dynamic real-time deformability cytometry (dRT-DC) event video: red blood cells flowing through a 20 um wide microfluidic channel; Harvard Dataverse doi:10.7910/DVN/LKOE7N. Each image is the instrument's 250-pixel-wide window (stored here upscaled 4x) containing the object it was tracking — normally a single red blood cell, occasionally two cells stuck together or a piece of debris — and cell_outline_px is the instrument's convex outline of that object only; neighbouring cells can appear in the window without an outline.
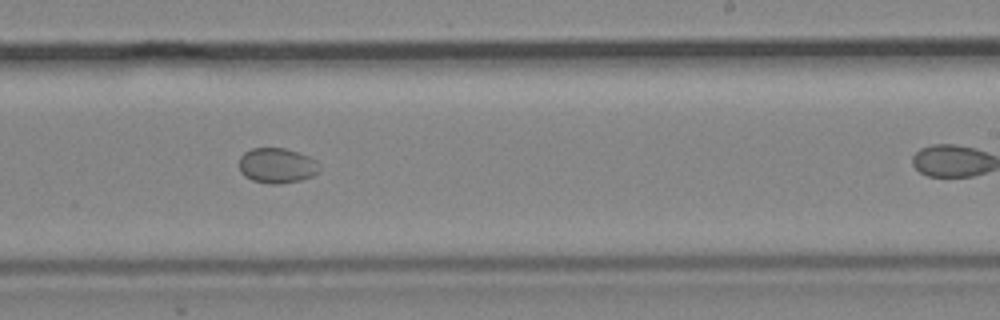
{"species": "common noctule bat (a hibernating species)", "species_latin": "Nyctalus noctula", "temperature_condition": "cold", "stored_images_in_passage": 19, "camera_frame_rate_fps": 3000, "um_per_image_px": 0.085, "animal": {"sex": "male", "body_mass_g": 19.2, "forearm_length_mm": 51.8}, "frame": {"image": 1, "passage_image": 13, "time_ms": 15.0, "image_size_px": [1000, 320], "cell_outline_px": [[320, 172], [312, 176], [300, 180], [280, 184], [268, 184], [252, 180], [244, 176], [240, 172], [240, 156], [244, 152], [252, 148], [284, 148], [308, 156], [316, 160], [320, 164]], "centroid_in_image_um": [23.55, 14.08], "position_along_channel_um": 265.4, "area_um2": 16.59}}
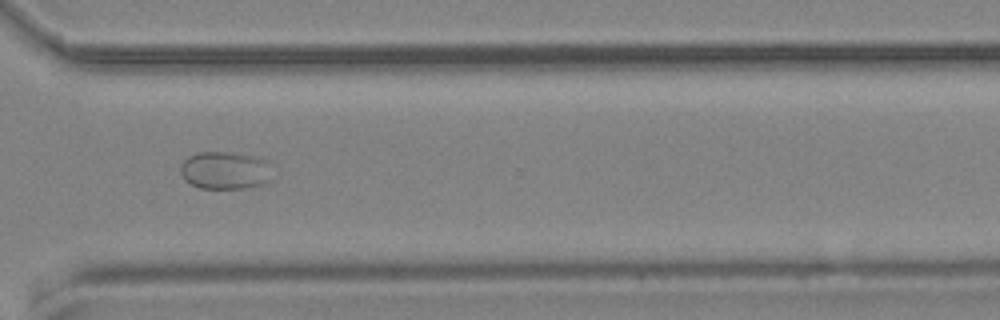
{"frame": {"image": 2, "passage_image": 16, "time_ms": 19.333, "image_size_px": [1000, 320], "cell_outline_px": [[272, 180], [264, 184], [248, 188], [200, 188], [184, 180], [180, 172], [180, 164], [188, 156], [196, 152], [224, 152], [260, 156], [264, 160]], "centroid_in_image_um": [19.09, 14.48], "position_along_channel_um": 351.5, "area_um2": 20.23}}
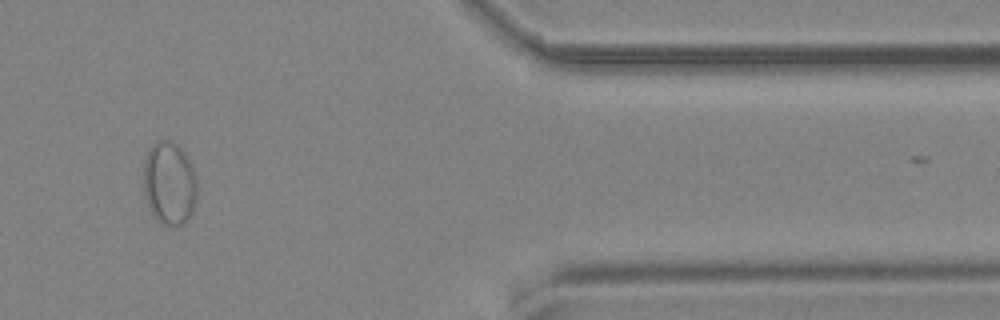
{"frame": {"image": 3, "passage_image": 18, "time_ms": 21.667, "image_size_px": [1000, 320], "cell_outline_px": [[196, 200], [192, 216], [184, 224], [164, 224], [152, 212], [148, 204], [144, 192], [144, 160], [148, 148], [156, 140], [172, 140], [184, 152], [192, 168], [196, 180]], "centroid_in_image_um": [14.39, 15.54], "position_along_channel_um": 397.0, "area_um2": 25.84}}